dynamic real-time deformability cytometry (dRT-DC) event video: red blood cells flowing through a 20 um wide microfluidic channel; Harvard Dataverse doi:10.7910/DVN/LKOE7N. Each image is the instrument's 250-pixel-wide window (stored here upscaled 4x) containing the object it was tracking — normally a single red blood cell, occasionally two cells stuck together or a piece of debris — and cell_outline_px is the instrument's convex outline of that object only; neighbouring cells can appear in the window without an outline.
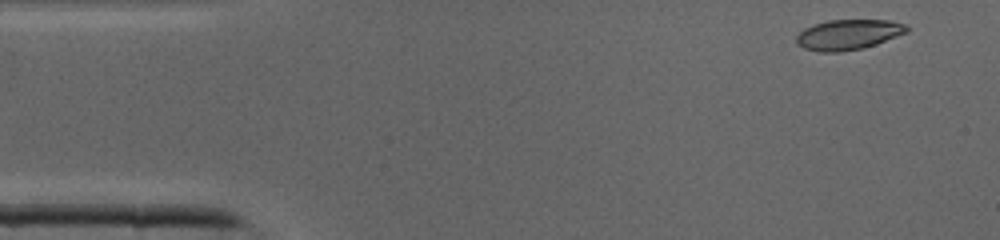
{"species": "common noctule bat (a hibernating species)", "species_latin": "Nyctalus noctula", "temperature_condition": "cold", "stored_images_in_passage": 32, "camera_frame_rate_fps": 3000, "um_per_image_px": 0.085, "animal": {"sex": "male", "body_mass_g": 19.0, "forearm_length_mm": 50.8}, "frame": {"image": 1, "passage_image": 1, "time_ms": 0.0, "image_size_px": [1000, 240], "cell_outline_px": [[908, 32], [876, 44], [864, 48], [840, 52], [820, 52], [804, 48], [796, 44], [796, 36], [804, 28], [812, 24], [828, 20], [888, 20], [904, 24], [908, 28]], "centroid_in_image_um": [72.07, 2.94], "position_along_channel_um": 12.9, "area_um2": 19.54}}
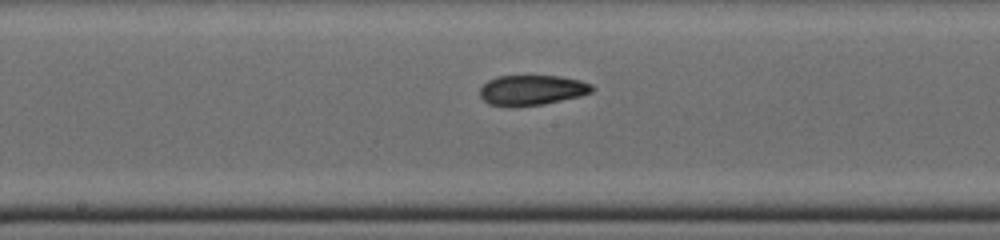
{"frame": {"image": 2, "passage_image": 19, "time_ms": 6.0, "image_size_px": [1000, 240], "cell_outline_px": [[596, 88], [592, 92], [580, 96], [544, 104], [488, 104], [480, 96], [480, 88], [488, 80], [496, 76], [560, 76], [580, 80], [592, 84]], "centroid_in_image_um": [45.27, 7.62], "position_along_channel_um": 202.9, "area_um2": 19.25}}
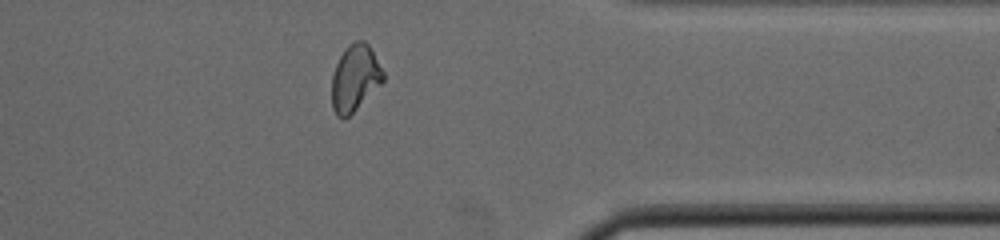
{"frame": {"image": 3, "passage_image": 31, "time_ms": 10.0, "image_size_px": [1000, 240], "cell_outline_px": [[384, 80], [348, 116], [336, 116], [332, 108], [332, 76], [336, 64], [344, 48], [348, 44], [356, 40], [364, 40], [368, 44], [384, 72]], "centroid_in_image_um": [30.15, 6.59], "position_along_channel_um": 381.2, "area_um2": 19.54}}